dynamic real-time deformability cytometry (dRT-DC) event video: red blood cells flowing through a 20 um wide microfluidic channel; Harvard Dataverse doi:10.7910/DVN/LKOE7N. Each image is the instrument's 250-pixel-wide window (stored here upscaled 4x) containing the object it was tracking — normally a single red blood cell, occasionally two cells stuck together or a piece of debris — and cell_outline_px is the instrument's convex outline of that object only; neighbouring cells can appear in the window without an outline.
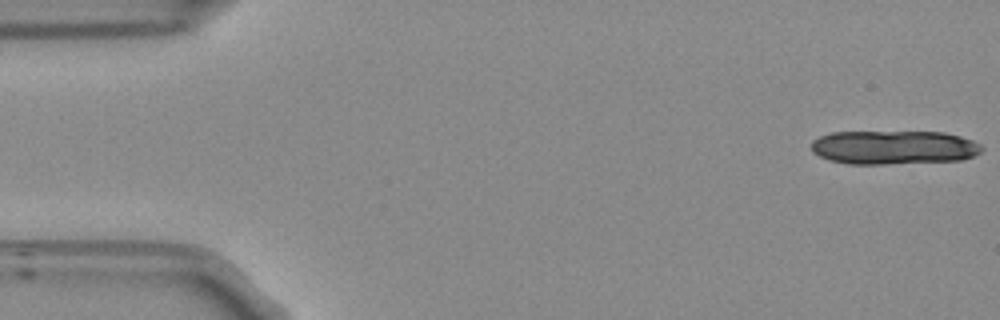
{"species": "Egyptian fruit bat (a non-hibernating species)", "species_latin": "Rousettus aegyptiacus", "temperature_condition": "room temperature", "stored_images_in_passage": 11, "camera_frame_rate_fps": 3000, "um_per_image_px": 0.085, "frame": {"image": 1, "passage_image": 1, "time_ms": 0.0, "image_size_px": [1000, 320], "cell_outline_px": [[984, 148], [980, 152], [972, 156], [960, 160], [888, 164], [848, 164], [828, 160], [812, 152], [812, 140], [820, 136], [832, 132], [944, 132], [960, 136], [972, 140], [980, 144]], "centroid_in_image_um": [75.95, 12.53], "position_along_channel_um": 9.0, "area_um2": 33.76}}